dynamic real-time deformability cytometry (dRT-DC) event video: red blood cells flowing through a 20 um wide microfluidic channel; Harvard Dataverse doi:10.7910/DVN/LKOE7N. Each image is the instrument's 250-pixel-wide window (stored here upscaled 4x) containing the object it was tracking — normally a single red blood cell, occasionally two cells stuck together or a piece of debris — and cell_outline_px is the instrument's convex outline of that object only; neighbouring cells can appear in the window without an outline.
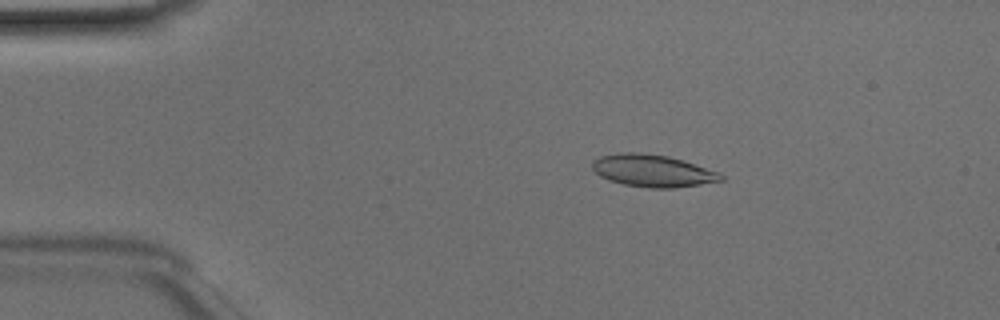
{"species": "Egyptian fruit bat (a non-hibernating species)", "species_latin": "Rousettus aegyptiacus", "temperature_condition": "room temperature", "stored_images_in_passage": 49, "camera_frame_rate_fps": 3000, "um_per_image_px": 0.085, "animal": {"sex": "male"}, "frame": {"image": 1, "passage_image": 9, "time_ms": 2.667, "image_size_px": [1000, 320], "cell_outline_px": [[724, 180], [700, 184], [672, 188], [652, 188], [624, 184], [608, 180], [600, 176], [592, 168], [592, 160], [600, 156], [620, 152], [640, 152], [668, 156], [720, 172], [724, 176]], "centroid_in_image_um": [55.45, 14.5], "position_along_channel_um": 29.5, "area_um2": 24.1}}
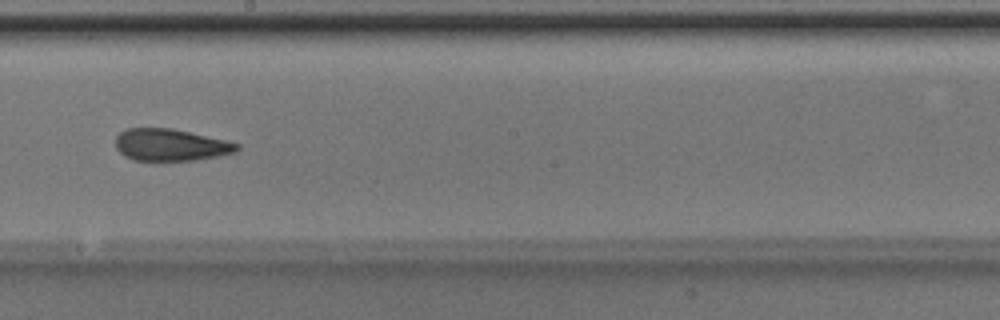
{"frame": {"image": 2, "passage_image": 28, "time_ms": 9.0, "image_size_px": [1000, 320], "cell_outline_px": [[240, 148], [236, 152], [196, 160], [132, 160], [124, 156], [116, 148], [116, 136], [120, 132], [128, 128], [172, 128], [224, 140], [240, 144]], "centroid_in_image_um": [14.48, 12.31], "position_along_channel_um": 233.7, "area_um2": 22.48}}
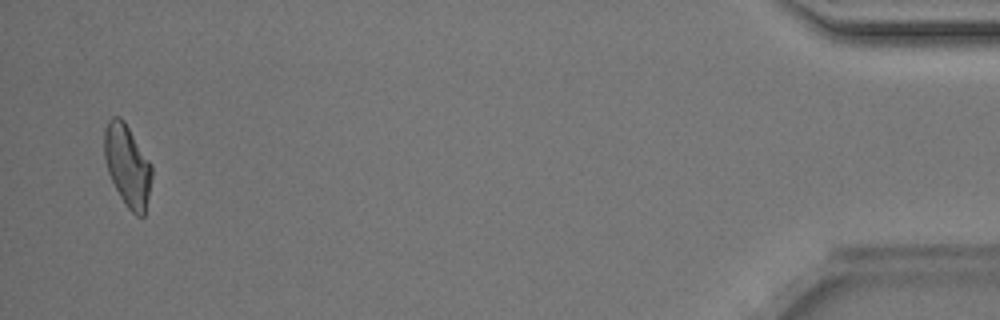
{"frame": {"image": 3, "passage_image": 48, "time_ms": 15.667, "image_size_px": [1000, 320], "cell_outline_px": [[152, 176], [144, 216], [136, 216], [128, 208], [120, 196], [108, 172], [104, 156], [104, 128], [108, 120], [112, 116], [120, 116], [124, 120], [152, 164]], "centroid_in_image_um": [10.83, 14.03], "position_along_channel_um": 424.4, "area_um2": 22.6}, "authors_computed_cell_mechanics": {"area_um2": 23.2934, "velocity_mm_per_s": 4.1206, "shape_relaxation_time_tau1_ms": 4.8223, "shape_relaxation_time_tau2_ms": 2.3578, "deformation_change_tau1": 0.1568, "deformation_change_tau2": 0.0899}}